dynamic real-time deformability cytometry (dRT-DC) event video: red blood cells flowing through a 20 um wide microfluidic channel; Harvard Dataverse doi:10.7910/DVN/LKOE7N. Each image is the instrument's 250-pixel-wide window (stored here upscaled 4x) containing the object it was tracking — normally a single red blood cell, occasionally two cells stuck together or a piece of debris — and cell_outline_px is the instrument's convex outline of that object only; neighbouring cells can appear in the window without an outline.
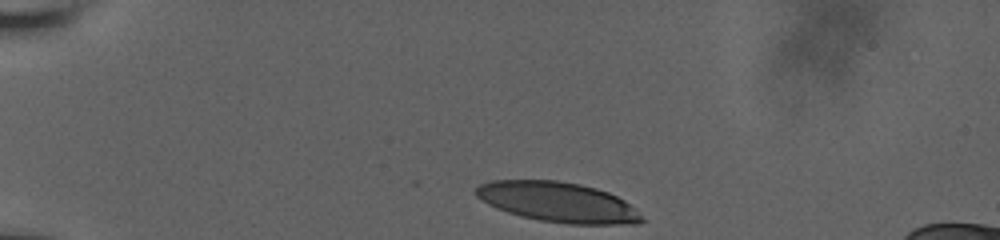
{"species": "human", "species_latin": "Homo sapiens", "temperature_condition": "room temperature", "stored_images_in_passage": 5, "camera_frame_rate_fps": 3000, "um_per_image_px": 0.085, "donor": {"sex": "male"}, "frame": {"image": 1, "passage_image": 1, "time_ms": 0.0, "image_size_px": [1000, 240], "cell_outline_px": [[648, 220], [636, 224], [568, 224], [540, 220], [520, 216], [496, 208], [480, 200], [472, 192], [480, 184], [492, 180], [556, 180], [580, 184], [596, 188], [608, 192], [624, 200]], "centroid_in_image_um": [47.42, 17.18], "position_along_channel_um": 37.6, "area_um2": 38.9}}
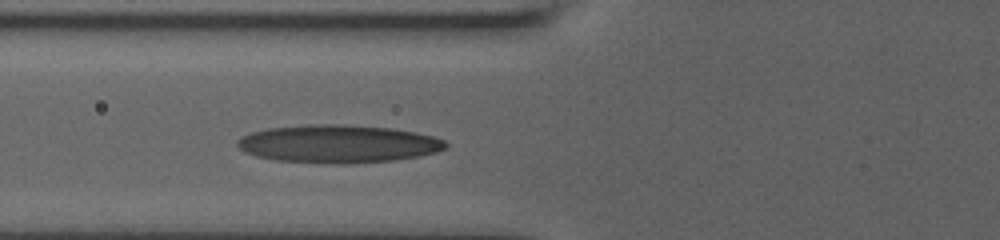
{"frame": {"image": 2, "passage_image": 5, "time_ms": 1.333, "image_size_px": [1000, 240], "cell_outline_px": [[448, 148], [436, 152], [420, 156], [396, 160], [348, 164], [332, 164], [276, 160], [256, 156], [244, 152], [236, 144], [236, 140], [252, 132], [268, 128], [304, 124], [344, 124], [392, 128], [416, 132], [432, 136], [444, 140], [448, 144]], "centroid_in_image_um": [28.76, 12.23], "position_along_channel_um": 97.0, "area_um2": 46.47}}